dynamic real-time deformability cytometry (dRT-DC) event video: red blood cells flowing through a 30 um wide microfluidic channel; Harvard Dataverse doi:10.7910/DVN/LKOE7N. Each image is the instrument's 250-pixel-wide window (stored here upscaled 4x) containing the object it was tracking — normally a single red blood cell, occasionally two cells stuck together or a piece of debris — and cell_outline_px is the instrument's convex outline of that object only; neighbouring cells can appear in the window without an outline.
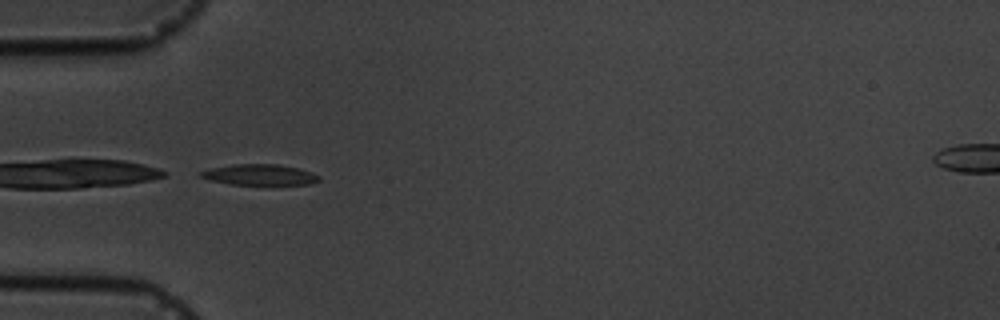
{"species": "common noctule bat (a hibernating species)", "species_latin": "Nyctalus noctula", "temperature_condition": "cold", "stored_images_in_passage": 8, "camera_frame_rate_fps": 3000, "um_per_image_px": 0.085, "animal": {"sex": "male", "body_mass_g": 19.5, "forearm_length_mm": 54.6}, "frame": {"image": 1, "passage_image": 6, "time_ms": 5.667, "image_size_px": [1000, 320], "cell_outline_px": [[320, 180], [308, 184], [232, 184], [212, 180], [196, 176], [196, 172], [208, 168], [232, 164], [276, 164], [296, 168], [312, 172], [320, 176]], "centroid_in_image_um": [21.98, 14.84], "position_along_channel_um": 63.0, "area_um2": 14.33}}
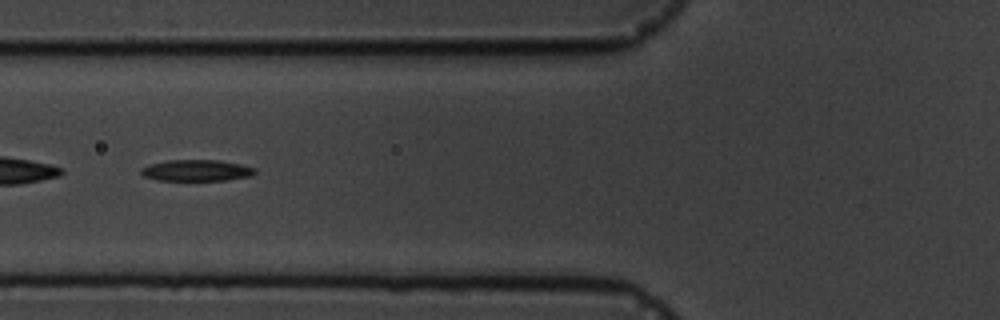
{"frame": {"image": 2, "passage_image": 7, "time_ms": 7.0, "image_size_px": [1000, 320], "cell_outline_px": [[256, 172], [252, 176], [228, 180], [156, 180], [144, 176], [140, 172], [140, 168], [148, 164], [168, 160], [220, 160], [240, 164], [256, 168]], "centroid_in_image_um": [16.7, 14.48], "position_along_channel_um": 109.1, "area_um2": 14.28}}
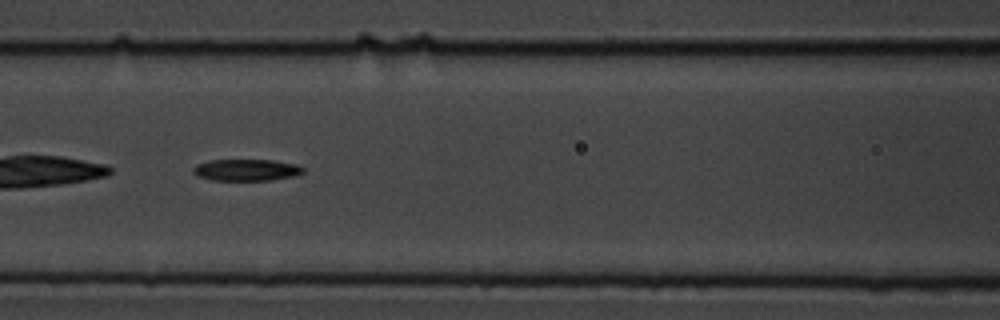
{"frame": {"image": 3, "passage_image": 8, "time_ms": 8.0, "image_size_px": [1000, 320], "cell_outline_px": [[304, 172], [296, 176], [272, 180], [212, 180], [196, 176], [192, 172], [192, 168], [196, 164], [208, 160], [272, 160], [296, 164], [304, 168]], "centroid_in_image_um": [20.92, 14.45], "position_along_channel_um": 145.7, "area_um2": 14.05}}